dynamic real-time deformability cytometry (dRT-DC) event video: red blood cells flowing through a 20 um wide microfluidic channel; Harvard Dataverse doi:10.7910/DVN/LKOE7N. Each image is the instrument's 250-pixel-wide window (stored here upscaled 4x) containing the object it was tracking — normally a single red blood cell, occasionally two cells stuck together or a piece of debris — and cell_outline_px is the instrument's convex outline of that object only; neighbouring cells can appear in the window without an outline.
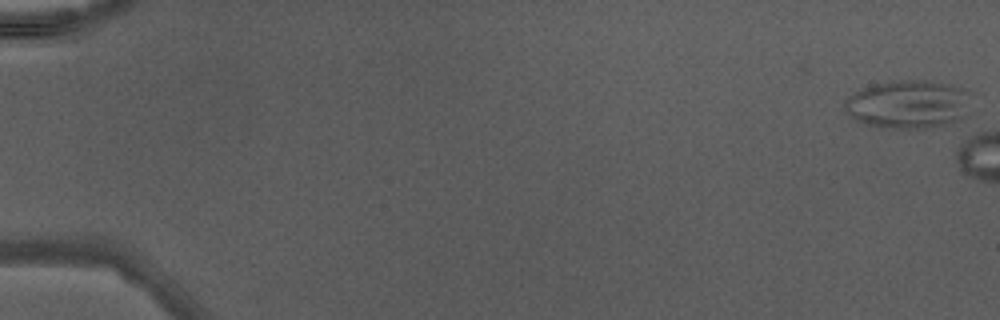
{"species": "Egyptian fruit bat (a non-hibernating species)", "species_latin": "Rousettus aegyptiacus", "temperature_condition": "warm", "stored_images_in_passage": 5, "camera_frame_rate_fps": 3000, "um_per_image_px": 0.085, "animal": {"sex": "male"}, "frame": {"image": 1, "passage_image": 1, "time_ms": 0.0, "image_size_px": [1000, 320], "cell_outline_px": [[968, 92], [964, 116], [960, 120], [948, 124], [928, 128], [880, 128], [864, 124], [856, 120], [844, 108], [844, 100], [848, 96], [860, 88], [872, 84], [888, 80], [924, 80], [948, 84], [960, 88]], "centroid_in_image_um": [77.11, 8.86], "position_along_channel_um": 7.9, "area_um2": 35.66}}